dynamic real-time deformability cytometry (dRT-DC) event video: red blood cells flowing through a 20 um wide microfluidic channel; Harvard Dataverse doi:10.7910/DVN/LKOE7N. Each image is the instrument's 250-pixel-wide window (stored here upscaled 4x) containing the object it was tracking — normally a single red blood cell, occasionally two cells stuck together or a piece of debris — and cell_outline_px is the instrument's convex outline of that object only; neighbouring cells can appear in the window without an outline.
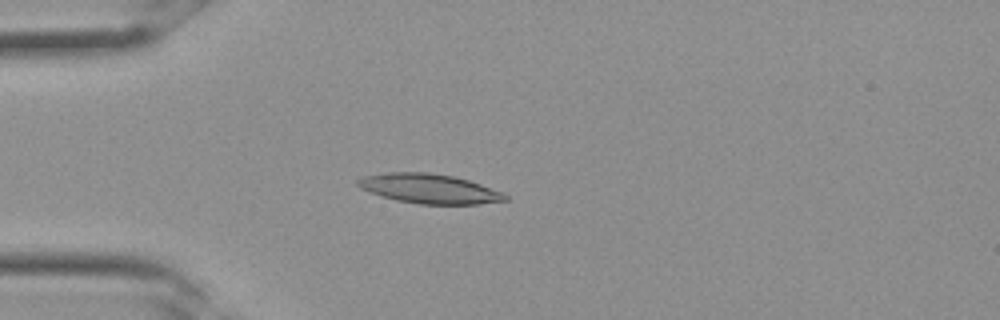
{"species": "Egyptian fruit bat (a non-hibernating species)", "species_latin": "Rousettus aegyptiacus", "temperature_condition": "room temperature", "stored_images_in_passage": 22, "camera_frame_rate_fps": 3000, "um_per_image_px": 0.085, "frame": {"image": 1, "passage_image": 9, "time_ms": 2.667, "image_size_px": [1000, 320], "cell_outline_px": [[508, 200], [476, 204], [420, 204], [396, 200], [380, 196], [360, 188], [356, 184], [356, 180], [364, 176], [384, 172], [428, 172], [452, 176], [468, 180], [504, 192], [508, 196]], "centroid_in_image_um": [36.47, 16.03], "position_along_channel_um": 48.5, "area_um2": 25.43}}
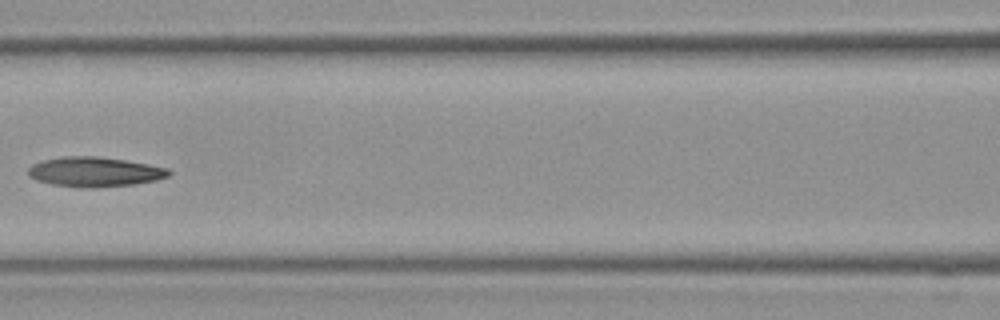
{"frame": {"image": 2, "passage_image": 15, "time_ms": 4.667, "image_size_px": [1000, 320], "cell_outline_px": [[172, 172], [168, 176], [156, 180], [132, 184], [92, 188], [80, 188], [52, 184], [36, 180], [28, 176], [28, 168], [32, 164], [40, 160], [60, 156], [96, 156], [124, 160], [148, 164], [168, 168]], "centroid_in_image_um": [7.99, 14.6], "position_along_channel_um": 158.6, "area_um2": 24.51}}
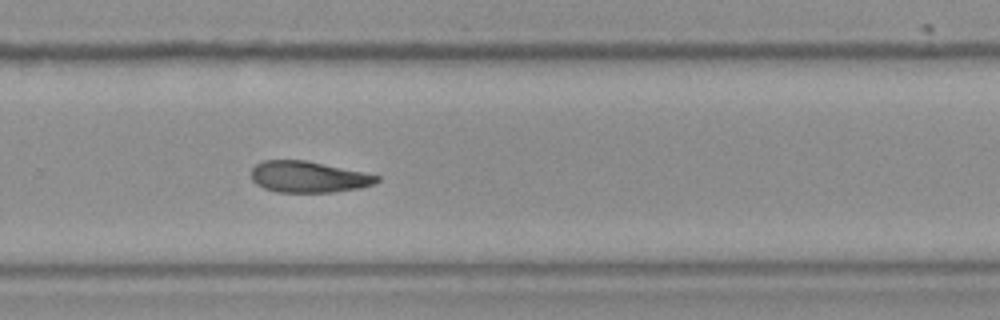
{"frame": {"image": 3, "passage_image": 22, "time_ms": 7.0, "image_size_px": [1000, 320], "cell_outline_px": [[380, 180], [372, 184], [360, 188], [332, 192], [276, 192], [264, 188], [256, 184], [252, 180], [252, 168], [256, 164], [264, 160], [304, 160], [364, 172], [380, 176]], "centroid_in_image_um": [26.2, 15.04], "position_along_channel_um": 303.6, "area_um2": 22.77}}